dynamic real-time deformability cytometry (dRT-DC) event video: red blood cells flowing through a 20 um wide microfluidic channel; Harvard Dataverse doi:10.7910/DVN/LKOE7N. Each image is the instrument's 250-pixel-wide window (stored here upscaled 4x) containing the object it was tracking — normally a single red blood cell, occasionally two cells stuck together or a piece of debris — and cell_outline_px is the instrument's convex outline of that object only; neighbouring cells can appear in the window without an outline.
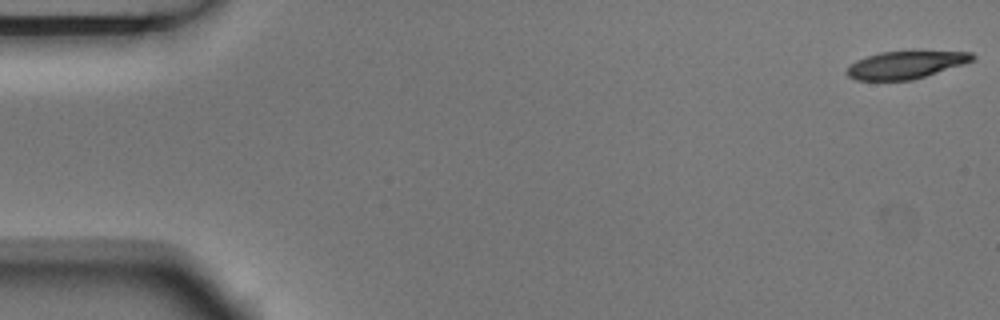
{"species": "Egyptian fruit bat (a non-hibernating species)", "species_latin": "Rousettus aegyptiacus", "temperature_condition": "room temperature", "stored_images_in_passage": 5, "camera_frame_rate_fps": 3000, "um_per_image_px": 0.085, "animal": {"sex": "male"}, "frame": {"image": 1, "passage_image": 1, "time_ms": 0.0, "image_size_px": [1000, 320], "cell_outline_px": [[976, 60], [964, 64], [912, 80], [856, 80], [848, 76], [844, 72], [856, 60], [880, 52], [972, 52], [976, 56]], "centroid_in_image_um": [76.99, 5.52], "position_along_channel_um": 8.0, "area_um2": 19.88}}
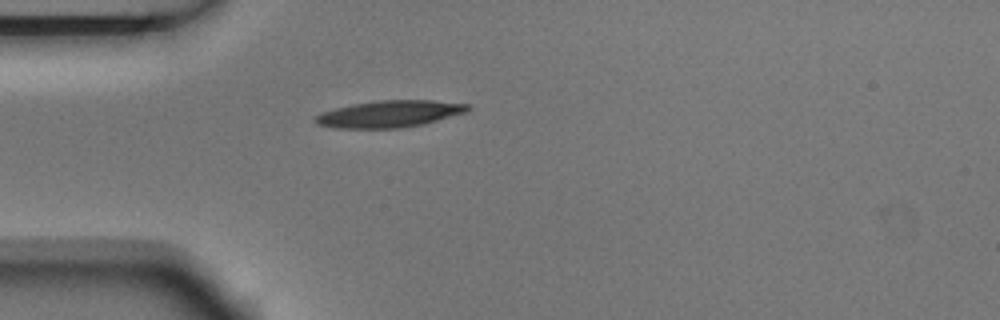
{"frame": {"image": 2, "passage_image": 5, "time_ms": 1.333, "image_size_px": [1000, 320], "cell_outline_px": [[472, 108], [468, 112], [424, 124], [396, 128], [336, 128], [320, 124], [312, 120], [320, 112], [352, 104], [380, 100], [432, 100], [468, 104]], "centroid_in_image_um": [33.15, 9.67], "position_along_channel_um": 51.9, "area_um2": 23.81}}